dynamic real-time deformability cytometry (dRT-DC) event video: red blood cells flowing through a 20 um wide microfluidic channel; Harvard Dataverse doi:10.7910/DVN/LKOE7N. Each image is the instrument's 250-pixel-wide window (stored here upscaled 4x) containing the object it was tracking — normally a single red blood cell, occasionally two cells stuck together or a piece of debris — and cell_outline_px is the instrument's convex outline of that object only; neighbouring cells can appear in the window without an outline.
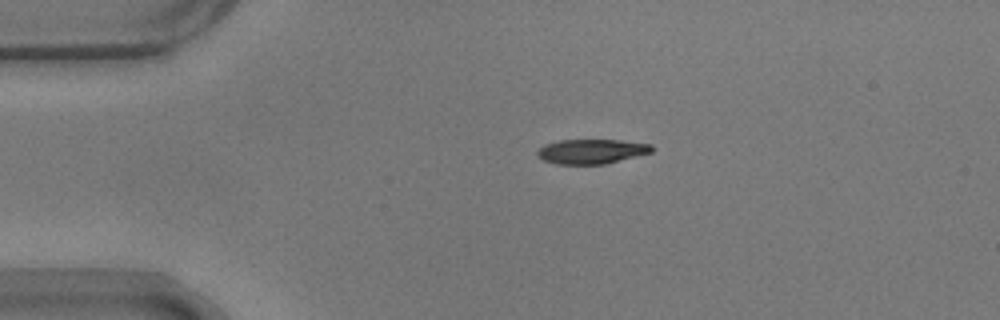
{"species": "common noctule bat (a hibernating species)", "species_latin": "Nyctalus noctula", "temperature_condition": "warm", "stored_images_in_passage": 40, "camera_frame_rate_fps": 3000, "um_per_image_px": 0.085, "animal": {"sex": "male", "body_mass_g": 17.9}, "frame": {"image": 1, "passage_image": 1, "time_ms": 0.0, "image_size_px": [1000, 320], "cell_outline_px": [[652, 152], [604, 164], [556, 164], [544, 160], [536, 156], [536, 152], [544, 144], [560, 140], [620, 140], [652, 144]], "centroid_in_image_um": [50.25, 12.86], "position_along_channel_um": 34.8, "area_um2": 16.36}}
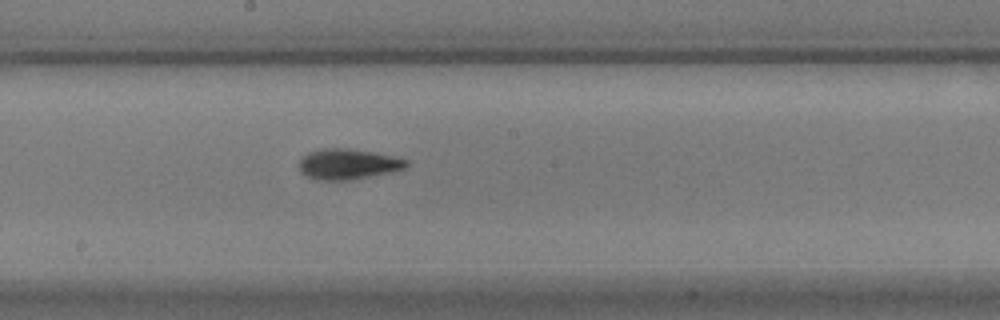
{"frame": {"image": 2, "passage_image": 19, "time_ms": 6.0, "image_size_px": [1000, 320], "cell_outline_px": [[408, 164], [404, 168], [388, 172], [348, 180], [316, 180], [300, 172], [300, 160], [308, 152], [320, 148], [348, 148], [376, 152], [408, 160]], "centroid_in_image_um": [29.54, 13.93], "position_along_channel_um": 218.7, "area_um2": 18.9}}
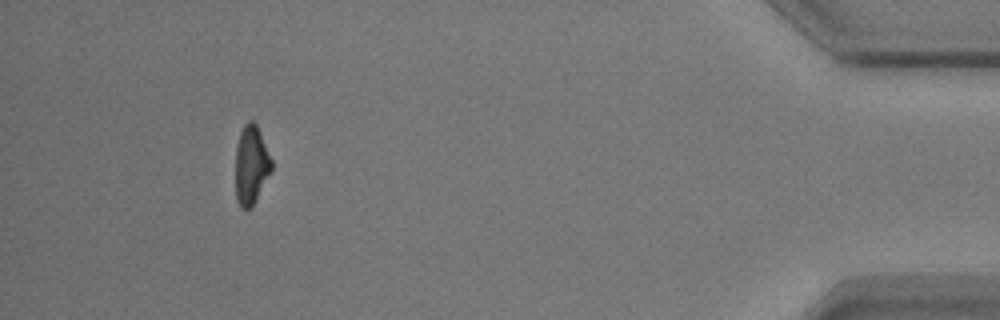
{"frame": {"image": 3, "passage_image": 40, "time_ms": 13.0, "image_size_px": [1000, 320], "cell_outline_px": [[272, 172], [252, 208], [240, 208], [236, 200], [236, 148], [240, 132], [244, 124], [248, 120], [252, 120], [256, 124], [272, 160]], "centroid_in_image_um": [21.36, 14.06], "position_along_channel_um": 413.8, "area_um2": 16.7}, "authors_computed_cell_mechanics": {"area_um2": 17.7446, "velocity_mm_per_s": 3.704, "shape_relaxation_time_tau1_ms": 2.2518, "shape_relaxation_time_tau2_ms": 2.8239, "deformation_change_tau1": 0.1489, "deformation_change_tau2": 0.0932}}